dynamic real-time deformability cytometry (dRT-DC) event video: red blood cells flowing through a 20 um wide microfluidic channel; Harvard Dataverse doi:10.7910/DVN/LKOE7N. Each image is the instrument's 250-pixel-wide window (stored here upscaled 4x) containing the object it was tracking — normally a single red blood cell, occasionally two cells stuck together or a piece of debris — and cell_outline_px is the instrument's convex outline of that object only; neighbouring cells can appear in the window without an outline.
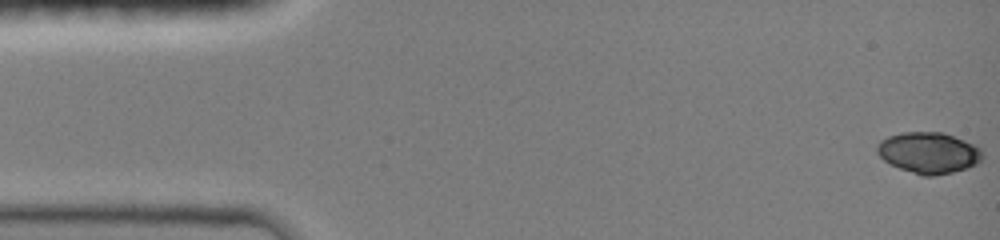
{"species": "common noctule bat (a hibernating species)", "species_latin": "Nyctalus noctula", "temperature_condition": "room temperature", "stored_images_in_passage": 22, "camera_frame_rate_fps": 3000, "um_per_image_px": 0.085, "animal": {"sex": "female", "body_mass_g": 19.0, "forearm_length_mm": 51.5}, "frame": {"image": 1, "passage_image": 1, "time_ms": 0.0, "image_size_px": [1000, 240], "cell_outline_px": [[980, 160], [976, 164], [952, 172], [932, 176], [924, 176], [900, 168], [884, 160], [876, 152], [876, 148], [880, 140], [888, 136], [900, 132], [944, 132], [976, 144], [980, 148]], "centroid_in_image_um": [78.91, 12.96], "position_along_channel_um": 6.1, "area_um2": 25.09}}
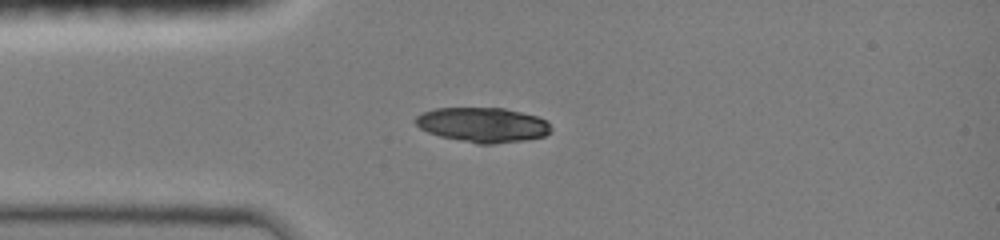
{"frame": {"image": 2, "passage_image": 15, "time_ms": 3.667, "image_size_px": [1000, 240], "cell_outline_px": [[552, 132], [544, 136], [524, 140], [492, 144], [476, 144], [440, 136], [428, 132], [420, 128], [416, 124], [416, 116], [424, 112], [436, 108], [504, 108], [536, 116], [544, 120], [552, 128]], "centroid_in_image_um": [41.04, 10.62], "position_along_channel_um": 44.0, "area_um2": 27.28}}
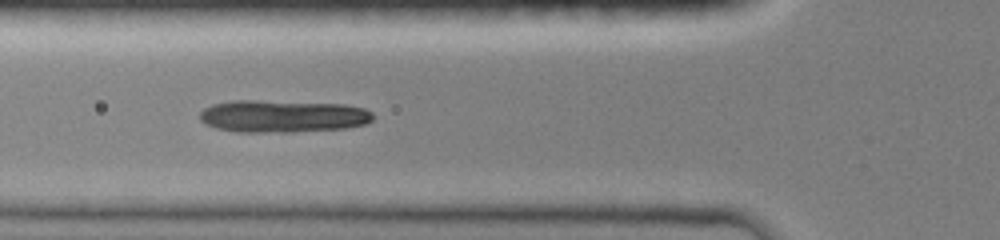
{"frame": {"image": 3, "passage_image": 21, "time_ms": 5.333, "image_size_px": [1000, 240], "cell_outline_px": [[372, 120], [364, 124], [348, 128], [288, 132], [236, 132], [216, 128], [204, 124], [200, 120], [200, 112], [204, 108], [212, 104], [232, 100], [256, 100], [344, 104], [364, 108], [372, 112]], "centroid_in_image_um": [23.99, 9.88], "position_along_channel_um": 101.8, "area_um2": 32.89}}